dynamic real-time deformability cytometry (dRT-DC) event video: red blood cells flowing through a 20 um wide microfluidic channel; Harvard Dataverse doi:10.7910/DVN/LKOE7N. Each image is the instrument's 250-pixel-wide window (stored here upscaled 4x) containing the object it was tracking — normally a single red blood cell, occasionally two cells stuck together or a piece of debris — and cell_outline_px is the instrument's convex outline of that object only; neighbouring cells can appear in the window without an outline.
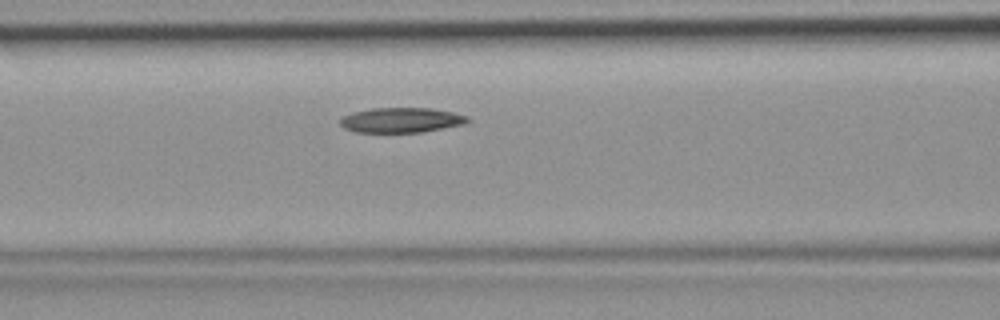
{"species": "common noctule bat (a hibernating species)", "species_latin": "Nyctalus noctula", "temperature_condition": "room temperature", "stored_images_in_passage": 39, "camera_frame_rate_fps": 3000, "um_per_image_px": 0.085, "animal": {"sex": "female", "body_mass_g": 19.9}, "frame": {"image": 1, "passage_image": 13, "time_ms": 4.0, "image_size_px": [1000, 320], "cell_outline_px": [[472, 120], [464, 124], [420, 132], [356, 132], [344, 128], [340, 124], [340, 116], [352, 112], [372, 108], [432, 108], [452, 112], [468, 116]], "centroid_in_image_um": [34.09, 10.2], "position_along_channel_um": 132.5, "area_um2": 18.61}}
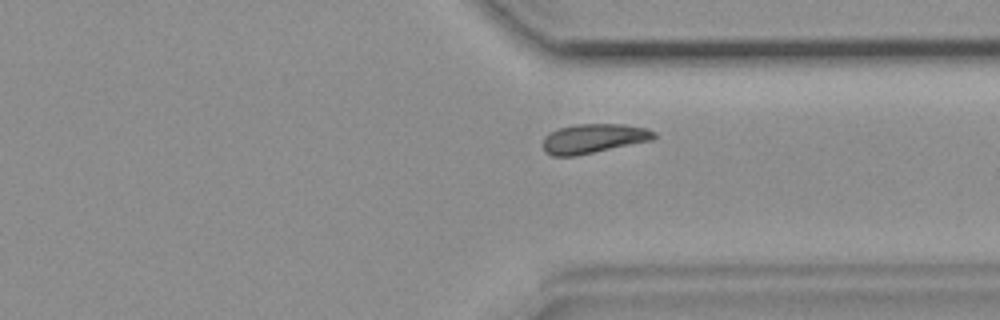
{"frame": {"image": 2, "passage_image": 29, "time_ms": 9.333, "image_size_px": [1000, 320], "cell_outline_px": [[656, 136], [652, 140], [576, 156], [552, 156], [544, 152], [544, 136], [560, 128], [576, 124], [624, 124], [648, 128], [656, 132]], "centroid_in_image_um": [50.47, 11.77], "position_along_channel_um": 360.9, "area_um2": 19.02}}
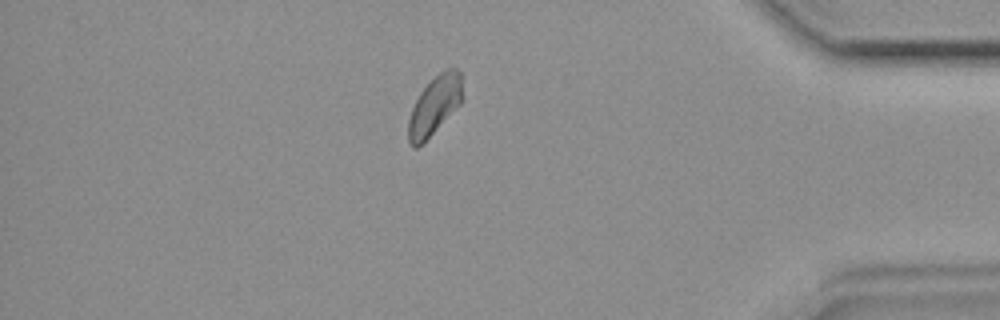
{"frame": {"image": 3, "passage_image": 34, "time_ms": 11.0, "image_size_px": [1000, 320], "cell_outline_px": [[460, 104], [416, 148], [412, 148], [408, 140], [408, 120], [412, 108], [420, 92], [444, 68], [456, 68], [460, 72]], "centroid_in_image_um": [36.89, 8.96], "position_along_channel_um": 398.3, "area_um2": 17.63}}